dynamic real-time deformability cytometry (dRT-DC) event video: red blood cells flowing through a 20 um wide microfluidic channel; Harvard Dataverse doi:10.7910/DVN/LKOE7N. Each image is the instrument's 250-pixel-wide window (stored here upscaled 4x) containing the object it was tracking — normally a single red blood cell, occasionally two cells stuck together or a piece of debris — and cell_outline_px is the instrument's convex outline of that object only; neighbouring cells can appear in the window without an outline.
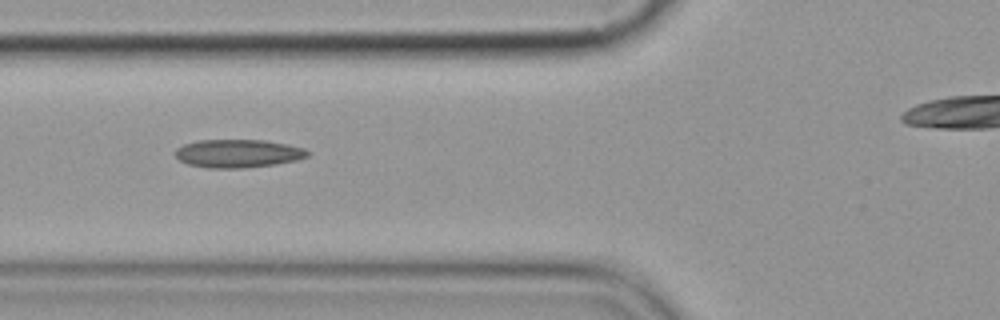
{"species": "common noctule bat (a hibernating species)", "species_latin": "Nyctalus noctula", "temperature_condition": "cold", "stored_images_in_passage": 13, "camera_frame_rate_fps": 3000, "um_per_image_px": 0.085, "animal": {"sex": "female", "body_mass_g": 19.9}, "frame": {"image": 1, "passage_image": 3, "time_ms": 2.333, "image_size_px": [1000, 320], "cell_outline_px": [[312, 152], [308, 156], [296, 160], [276, 164], [244, 168], [208, 168], [188, 164], [180, 160], [176, 156], [176, 148], [184, 144], [200, 140], [264, 140], [288, 144], [304, 148]], "centroid_in_image_um": [20.27, 13.04], "position_along_channel_um": 105.5, "area_um2": 21.79}}
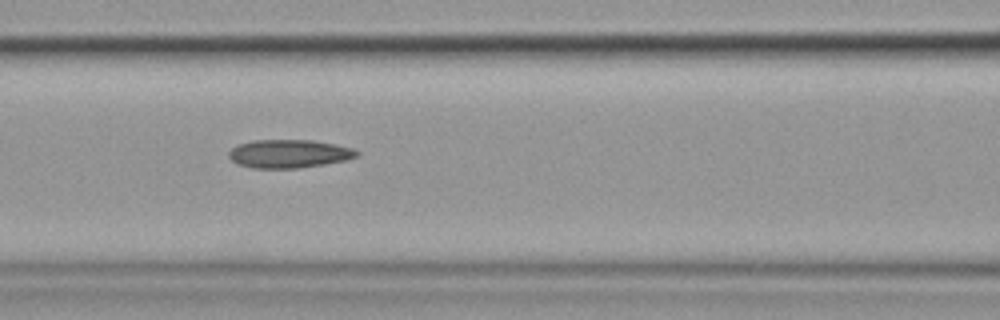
{"frame": {"image": 2, "passage_image": 4, "time_ms": 3.333, "image_size_px": [1000, 320], "cell_outline_px": [[360, 152], [356, 156], [344, 160], [324, 164], [296, 168], [252, 168], [236, 164], [228, 156], [228, 152], [236, 144], [252, 140], [312, 140], [352, 148]], "centroid_in_image_um": [24.49, 13.06], "position_along_channel_um": 142.1, "area_um2": 21.04}, "authors_computed_cell_mechanics": {"area_um2": 20.9236, "velocity_mm_per_s": 3.6207, "shape_relaxation_time_tau1_ms": null, "shape_relaxation_time_tau2_ms": 10.871, "deformation_change_tau1": null, "deformation_change_tau2": 0.1992}}